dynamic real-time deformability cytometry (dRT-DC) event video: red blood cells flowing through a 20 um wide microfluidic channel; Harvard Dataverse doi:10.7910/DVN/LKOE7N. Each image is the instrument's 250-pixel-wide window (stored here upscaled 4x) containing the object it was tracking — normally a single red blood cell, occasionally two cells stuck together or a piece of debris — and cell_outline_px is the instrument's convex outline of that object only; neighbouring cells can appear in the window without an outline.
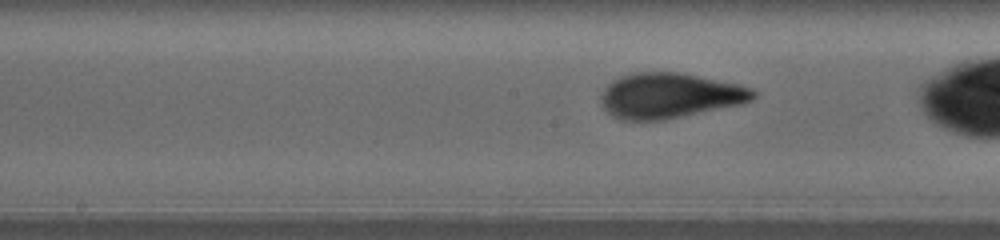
{"species": "human", "species_latin": "Homo sapiens", "temperature_condition": "warm", "stored_images_in_passage": 19, "camera_frame_rate_fps": 3000, "um_per_image_px": 0.085, "donor": {"sex": "female"}, "frame": {"image": 1, "passage_image": 11, "time_ms": 4.0, "image_size_px": [1000, 240], "cell_outline_px": [[756, 96], [752, 100], [744, 104], [664, 120], [620, 120], [612, 116], [600, 104], [600, 96], [604, 88], [612, 80], [620, 76], [632, 72], [680, 72], [736, 84], [752, 88], [756, 92]], "centroid_in_image_um": [56.89, 8.13], "position_along_channel_um": 191.3, "area_um2": 40.46}}